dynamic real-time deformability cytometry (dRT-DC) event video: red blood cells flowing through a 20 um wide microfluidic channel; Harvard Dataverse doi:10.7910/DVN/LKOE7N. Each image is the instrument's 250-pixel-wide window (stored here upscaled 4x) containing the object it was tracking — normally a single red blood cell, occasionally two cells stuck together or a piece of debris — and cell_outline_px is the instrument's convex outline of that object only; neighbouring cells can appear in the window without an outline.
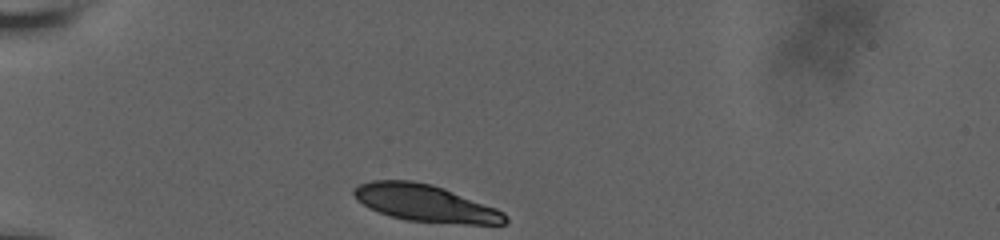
{"species": "human", "species_latin": "Homo sapiens", "temperature_condition": "room temperature", "stored_images_in_passage": 16, "camera_frame_rate_fps": 3000, "um_per_image_px": 0.085, "donor": {"sex": "male"}, "frame": {"image": 1, "passage_image": 1, "time_ms": 0.0, "image_size_px": [1000, 240], "cell_outline_px": [[508, 220], [504, 224], [464, 224], [404, 220], [380, 212], [356, 200], [352, 192], [352, 188], [360, 184], [372, 180], [412, 180], [432, 184], [444, 188], [496, 208], [504, 212], [508, 216]], "centroid_in_image_um": [36.16, 17.26], "position_along_channel_um": 48.8, "area_um2": 32.54}}
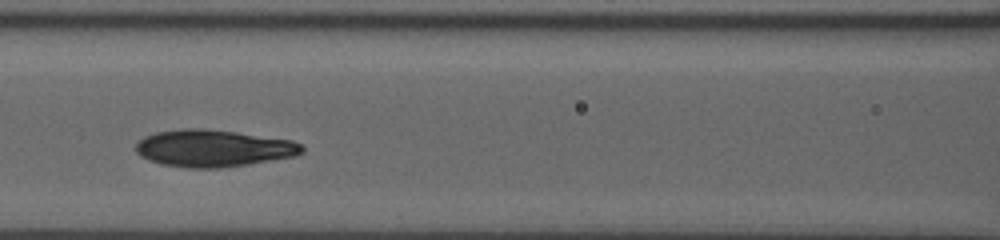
{"frame": {"image": 2, "passage_image": 9, "time_ms": 3.667, "image_size_px": [1000, 240], "cell_outline_px": [[304, 152], [296, 156], [248, 164], [220, 168], [188, 168], [160, 164], [148, 160], [140, 156], [136, 152], [136, 144], [144, 136], [156, 132], [184, 128], [204, 128], [236, 132], [292, 140], [300, 144], [304, 148]], "centroid_in_image_um": [18.12, 12.6], "position_along_channel_um": 148.5, "area_um2": 36.01}}
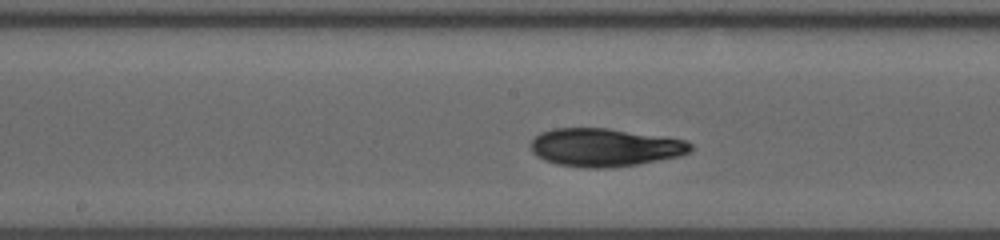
{"frame": {"image": 3, "passage_image": 14, "time_ms": 5.0, "image_size_px": [1000, 240], "cell_outline_px": [[692, 148], [688, 152], [680, 156], [636, 164], [608, 168], [588, 168], [556, 164], [544, 160], [536, 156], [532, 152], [528, 144], [540, 132], [552, 128], [608, 128], [664, 136], [688, 140], [692, 144]], "centroid_in_image_um": [51.38, 12.52], "position_along_channel_um": 196.8, "area_um2": 35.78}}